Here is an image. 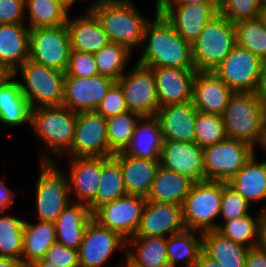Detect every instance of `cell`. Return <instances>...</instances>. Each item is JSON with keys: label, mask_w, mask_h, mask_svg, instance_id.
<instances>
[{"label": "cell", "mask_w": 266, "mask_h": 267, "mask_svg": "<svg viewBox=\"0 0 266 267\" xmlns=\"http://www.w3.org/2000/svg\"><path fill=\"white\" fill-rule=\"evenodd\" d=\"M155 3V17L145 26V48L137 63L148 68L195 69L192 44L184 40L165 20L158 12L157 0Z\"/></svg>", "instance_id": "cell-1"}, {"label": "cell", "mask_w": 266, "mask_h": 267, "mask_svg": "<svg viewBox=\"0 0 266 267\" xmlns=\"http://www.w3.org/2000/svg\"><path fill=\"white\" fill-rule=\"evenodd\" d=\"M265 118V100L256 92H234L222 114L227 137L254 148L263 143Z\"/></svg>", "instance_id": "cell-2"}, {"label": "cell", "mask_w": 266, "mask_h": 267, "mask_svg": "<svg viewBox=\"0 0 266 267\" xmlns=\"http://www.w3.org/2000/svg\"><path fill=\"white\" fill-rule=\"evenodd\" d=\"M99 20L110 42L132 48L143 49V38L146 24L150 21L140 15L131 0H116L90 9Z\"/></svg>", "instance_id": "cell-3"}, {"label": "cell", "mask_w": 266, "mask_h": 267, "mask_svg": "<svg viewBox=\"0 0 266 267\" xmlns=\"http://www.w3.org/2000/svg\"><path fill=\"white\" fill-rule=\"evenodd\" d=\"M41 154L40 175L35 184L36 215L38 221L54 223L73 200L66 172L56 165L46 151Z\"/></svg>", "instance_id": "cell-4"}, {"label": "cell", "mask_w": 266, "mask_h": 267, "mask_svg": "<svg viewBox=\"0 0 266 267\" xmlns=\"http://www.w3.org/2000/svg\"><path fill=\"white\" fill-rule=\"evenodd\" d=\"M236 45L235 24L220 13L215 15L192 43L196 71H214Z\"/></svg>", "instance_id": "cell-5"}, {"label": "cell", "mask_w": 266, "mask_h": 267, "mask_svg": "<svg viewBox=\"0 0 266 267\" xmlns=\"http://www.w3.org/2000/svg\"><path fill=\"white\" fill-rule=\"evenodd\" d=\"M227 182L204 180L194 182L182 203V218L185 228L199 232L217 230L215 220L220 215L221 198Z\"/></svg>", "instance_id": "cell-6"}, {"label": "cell", "mask_w": 266, "mask_h": 267, "mask_svg": "<svg viewBox=\"0 0 266 267\" xmlns=\"http://www.w3.org/2000/svg\"><path fill=\"white\" fill-rule=\"evenodd\" d=\"M20 72L24 82L20 89L32 109L61 106L64 97L65 73L27 60L13 75Z\"/></svg>", "instance_id": "cell-7"}, {"label": "cell", "mask_w": 266, "mask_h": 267, "mask_svg": "<svg viewBox=\"0 0 266 267\" xmlns=\"http://www.w3.org/2000/svg\"><path fill=\"white\" fill-rule=\"evenodd\" d=\"M76 121L77 113L63 105L32 109L33 130L60 158L72 146Z\"/></svg>", "instance_id": "cell-8"}, {"label": "cell", "mask_w": 266, "mask_h": 267, "mask_svg": "<svg viewBox=\"0 0 266 267\" xmlns=\"http://www.w3.org/2000/svg\"><path fill=\"white\" fill-rule=\"evenodd\" d=\"M251 145L226 138L203 148L205 180L228 182L255 154Z\"/></svg>", "instance_id": "cell-9"}, {"label": "cell", "mask_w": 266, "mask_h": 267, "mask_svg": "<svg viewBox=\"0 0 266 267\" xmlns=\"http://www.w3.org/2000/svg\"><path fill=\"white\" fill-rule=\"evenodd\" d=\"M70 53L71 43L66 24L30 29V61L65 73Z\"/></svg>", "instance_id": "cell-10"}, {"label": "cell", "mask_w": 266, "mask_h": 267, "mask_svg": "<svg viewBox=\"0 0 266 267\" xmlns=\"http://www.w3.org/2000/svg\"><path fill=\"white\" fill-rule=\"evenodd\" d=\"M117 83L122 88L128 111L155 116L159 109L155 75L151 68L136 63Z\"/></svg>", "instance_id": "cell-11"}, {"label": "cell", "mask_w": 266, "mask_h": 267, "mask_svg": "<svg viewBox=\"0 0 266 267\" xmlns=\"http://www.w3.org/2000/svg\"><path fill=\"white\" fill-rule=\"evenodd\" d=\"M263 60L237 44L213 71L234 92H255Z\"/></svg>", "instance_id": "cell-12"}, {"label": "cell", "mask_w": 266, "mask_h": 267, "mask_svg": "<svg viewBox=\"0 0 266 267\" xmlns=\"http://www.w3.org/2000/svg\"><path fill=\"white\" fill-rule=\"evenodd\" d=\"M147 199L126 194L98 207L92 217L99 225L118 232L124 239L135 236Z\"/></svg>", "instance_id": "cell-13"}, {"label": "cell", "mask_w": 266, "mask_h": 267, "mask_svg": "<svg viewBox=\"0 0 266 267\" xmlns=\"http://www.w3.org/2000/svg\"><path fill=\"white\" fill-rule=\"evenodd\" d=\"M65 154L70 158L109 157L106 119L96 111L77 113L74 140Z\"/></svg>", "instance_id": "cell-14"}, {"label": "cell", "mask_w": 266, "mask_h": 267, "mask_svg": "<svg viewBox=\"0 0 266 267\" xmlns=\"http://www.w3.org/2000/svg\"><path fill=\"white\" fill-rule=\"evenodd\" d=\"M158 12L184 40L192 44L204 26L219 13V3L158 5Z\"/></svg>", "instance_id": "cell-15"}, {"label": "cell", "mask_w": 266, "mask_h": 267, "mask_svg": "<svg viewBox=\"0 0 266 267\" xmlns=\"http://www.w3.org/2000/svg\"><path fill=\"white\" fill-rule=\"evenodd\" d=\"M126 239L118 232L91 220L85 230L78 250L80 267H101L109 261L114 251L125 250Z\"/></svg>", "instance_id": "cell-16"}, {"label": "cell", "mask_w": 266, "mask_h": 267, "mask_svg": "<svg viewBox=\"0 0 266 267\" xmlns=\"http://www.w3.org/2000/svg\"><path fill=\"white\" fill-rule=\"evenodd\" d=\"M115 82L100 74L92 77L65 76L62 105L76 113L96 111Z\"/></svg>", "instance_id": "cell-17"}, {"label": "cell", "mask_w": 266, "mask_h": 267, "mask_svg": "<svg viewBox=\"0 0 266 267\" xmlns=\"http://www.w3.org/2000/svg\"><path fill=\"white\" fill-rule=\"evenodd\" d=\"M182 206L146 201L138 230L133 237L164 236L184 231Z\"/></svg>", "instance_id": "cell-18"}, {"label": "cell", "mask_w": 266, "mask_h": 267, "mask_svg": "<svg viewBox=\"0 0 266 267\" xmlns=\"http://www.w3.org/2000/svg\"><path fill=\"white\" fill-rule=\"evenodd\" d=\"M160 166L194 182L205 180L203 148L196 142L164 141L160 154Z\"/></svg>", "instance_id": "cell-19"}, {"label": "cell", "mask_w": 266, "mask_h": 267, "mask_svg": "<svg viewBox=\"0 0 266 267\" xmlns=\"http://www.w3.org/2000/svg\"><path fill=\"white\" fill-rule=\"evenodd\" d=\"M155 75L159 106L192 102L195 69L151 68Z\"/></svg>", "instance_id": "cell-20"}, {"label": "cell", "mask_w": 266, "mask_h": 267, "mask_svg": "<svg viewBox=\"0 0 266 267\" xmlns=\"http://www.w3.org/2000/svg\"><path fill=\"white\" fill-rule=\"evenodd\" d=\"M233 94L213 71H196L192 103L197 111L222 115Z\"/></svg>", "instance_id": "cell-21"}, {"label": "cell", "mask_w": 266, "mask_h": 267, "mask_svg": "<svg viewBox=\"0 0 266 267\" xmlns=\"http://www.w3.org/2000/svg\"><path fill=\"white\" fill-rule=\"evenodd\" d=\"M197 109L192 102L161 106L157 110L163 141L195 142Z\"/></svg>", "instance_id": "cell-22"}, {"label": "cell", "mask_w": 266, "mask_h": 267, "mask_svg": "<svg viewBox=\"0 0 266 267\" xmlns=\"http://www.w3.org/2000/svg\"><path fill=\"white\" fill-rule=\"evenodd\" d=\"M69 160V190L77 198L72 202L90 206L95 201L100 183L101 157H77Z\"/></svg>", "instance_id": "cell-23"}, {"label": "cell", "mask_w": 266, "mask_h": 267, "mask_svg": "<svg viewBox=\"0 0 266 267\" xmlns=\"http://www.w3.org/2000/svg\"><path fill=\"white\" fill-rule=\"evenodd\" d=\"M66 26L69 31L71 51L96 53L110 43L108 34L103 30L99 20L91 10L70 19Z\"/></svg>", "instance_id": "cell-24"}, {"label": "cell", "mask_w": 266, "mask_h": 267, "mask_svg": "<svg viewBox=\"0 0 266 267\" xmlns=\"http://www.w3.org/2000/svg\"><path fill=\"white\" fill-rule=\"evenodd\" d=\"M120 163L127 194L147 199L160 162L135 158L118 152L113 155Z\"/></svg>", "instance_id": "cell-25"}, {"label": "cell", "mask_w": 266, "mask_h": 267, "mask_svg": "<svg viewBox=\"0 0 266 267\" xmlns=\"http://www.w3.org/2000/svg\"><path fill=\"white\" fill-rule=\"evenodd\" d=\"M30 28L24 23L0 24V63L13 74L29 60Z\"/></svg>", "instance_id": "cell-26"}, {"label": "cell", "mask_w": 266, "mask_h": 267, "mask_svg": "<svg viewBox=\"0 0 266 267\" xmlns=\"http://www.w3.org/2000/svg\"><path fill=\"white\" fill-rule=\"evenodd\" d=\"M163 142L159 119L156 116H142L123 153L135 158L159 161Z\"/></svg>", "instance_id": "cell-27"}, {"label": "cell", "mask_w": 266, "mask_h": 267, "mask_svg": "<svg viewBox=\"0 0 266 267\" xmlns=\"http://www.w3.org/2000/svg\"><path fill=\"white\" fill-rule=\"evenodd\" d=\"M92 219L89 206L71 202L54 222L56 241L79 250L85 230Z\"/></svg>", "instance_id": "cell-28"}, {"label": "cell", "mask_w": 266, "mask_h": 267, "mask_svg": "<svg viewBox=\"0 0 266 267\" xmlns=\"http://www.w3.org/2000/svg\"><path fill=\"white\" fill-rule=\"evenodd\" d=\"M14 78L11 74L0 83V123L10 127L27 122L31 125L32 108Z\"/></svg>", "instance_id": "cell-29"}, {"label": "cell", "mask_w": 266, "mask_h": 267, "mask_svg": "<svg viewBox=\"0 0 266 267\" xmlns=\"http://www.w3.org/2000/svg\"><path fill=\"white\" fill-rule=\"evenodd\" d=\"M254 154L227 182L250 204L266 200V161L257 162Z\"/></svg>", "instance_id": "cell-30"}, {"label": "cell", "mask_w": 266, "mask_h": 267, "mask_svg": "<svg viewBox=\"0 0 266 267\" xmlns=\"http://www.w3.org/2000/svg\"><path fill=\"white\" fill-rule=\"evenodd\" d=\"M249 248L224 237L217 230L202 233V251L222 267H246Z\"/></svg>", "instance_id": "cell-31"}, {"label": "cell", "mask_w": 266, "mask_h": 267, "mask_svg": "<svg viewBox=\"0 0 266 267\" xmlns=\"http://www.w3.org/2000/svg\"><path fill=\"white\" fill-rule=\"evenodd\" d=\"M194 181L185 175L159 167L147 200L182 205Z\"/></svg>", "instance_id": "cell-32"}, {"label": "cell", "mask_w": 266, "mask_h": 267, "mask_svg": "<svg viewBox=\"0 0 266 267\" xmlns=\"http://www.w3.org/2000/svg\"><path fill=\"white\" fill-rule=\"evenodd\" d=\"M126 247L133 246V250L125 253L127 258L137 267H170L167 256V237H131L126 240Z\"/></svg>", "instance_id": "cell-33"}, {"label": "cell", "mask_w": 266, "mask_h": 267, "mask_svg": "<svg viewBox=\"0 0 266 267\" xmlns=\"http://www.w3.org/2000/svg\"><path fill=\"white\" fill-rule=\"evenodd\" d=\"M56 242L55 224L38 221L37 224L24 221V239L21 262L24 267L43 259L51 245Z\"/></svg>", "instance_id": "cell-34"}, {"label": "cell", "mask_w": 266, "mask_h": 267, "mask_svg": "<svg viewBox=\"0 0 266 267\" xmlns=\"http://www.w3.org/2000/svg\"><path fill=\"white\" fill-rule=\"evenodd\" d=\"M127 194L119 161L114 157H101V176L95 201L89 206L91 213L105 203Z\"/></svg>", "instance_id": "cell-35"}, {"label": "cell", "mask_w": 266, "mask_h": 267, "mask_svg": "<svg viewBox=\"0 0 266 267\" xmlns=\"http://www.w3.org/2000/svg\"><path fill=\"white\" fill-rule=\"evenodd\" d=\"M197 233H200V236ZM202 252V232L185 229L167 237V256L170 267L180 262L184 267H194Z\"/></svg>", "instance_id": "cell-36"}, {"label": "cell", "mask_w": 266, "mask_h": 267, "mask_svg": "<svg viewBox=\"0 0 266 267\" xmlns=\"http://www.w3.org/2000/svg\"><path fill=\"white\" fill-rule=\"evenodd\" d=\"M30 29L65 25L68 9L57 0H25Z\"/></svg>", "instance_id": "cell-37"}, {"label": "cell", "mask_w": 266, "mask_h": 267, "mask_svg": "<svg viewBox=\"0 0 266 267\" xmlns=\"http://www.w3.org/2000/svg\"><path fill=\"white\" fill-rule=\"evenodd\" d=\"M140 117L137 113L126 111L106 119L109 157L125 150Z\"/></svg>", "instance_id": "cell-38"}, {"label": "cell", "mask_w": 266, "mask_h": 267, "mask_svg": "<svg viewBox=\"0 0 266 267\" xmlns=\"http://www.w3.org/2000/svg\"><path fill=\"white\" fill-rule=\"evenodd\" d=\"M24 221L14 215L0 216V257L21 260Z\"/></svg>", "instance_id": "cell-39"}, {"label": "cell", "mask_w": 266, "mask_h": 267, "mask_svg": "<svg viewBox=\"0 0 266 267\" xmlns=\"http://www.w3.org/2000/svg\"><path fill=\"white\" fill-rule=\"evenodd\" d=\"M234 24L236 44L266 61V29L260 16L254 19H243Z\"/></svg>", "instance_id": "cell-40"}, {"label": "cell", "mask_w": 266, "mask_h": 267, "mask_svg": "<svg viewBox=\"0 0 266 267\" xmlns=\"http://www.w3.org/2000/svg\"><path fill=\"white\" fill-rule=\"evenodd\" d=\"M260 217L261 210L255 219L249 214L239 219L225 221L223 225H219L217 231L235 243L254 248L259 243Z\"/></svg>", "instance_id": "cell-41"}, {"label": "cell", "mask_w": 266, "mask_h": 267, "mask_svg": "<svg viewBox=\"0 0 266 267\" xmlns=\"http://www.w3.org/2000/svg\"><path fill=\"white\" fill-rule=\"evenodd\" d=\"M131 53L125 46L110 42L94 53L99 74L118 81L123 74Z\"/></svg>", "instance_id": "cell-42"}, {"label": "cell", "mask_w": 266, "mask_h": 267, "mask_svg": "<svg viewBox=\"0 0 266 267\" xmlns=\"http://www.w3.org/2000/svg\"><path fill=\"white\" fill-rule=\"evenodd\" d=\"M227 138L222 115L197 111L195 142L205 148Z\"/></svg>", "instance_id": "cell-43"}, {"label": "cell", "mask_w": 266, "mask_h": 267, "mask_svg": "<svg viewBox=\"0 0 266 267\" xmlns=\"http://www.w3.org/2000/svg\"><path fill=\"white\" fill-rule=\"evenodd\" d=\"M265 6L266 0H219V13L236 23L259 17Z\"/></svg>", "instance_id": "cell-44"}, {"label": "cell", "mask_w": 266, "mask_h": 267, "mask_svg": "<svg viewBox=\"0 0 266 267\" xmlns=\"http://www.w3.org/2000/svg\"><path fill=\"white\" fill-rule=\"evenodd\" d=\"M250 205L251 204L245 198L226 184L222 192L219 216L224 221L242 218L250 214Z\"/></svg>", "instance_id": "cell-45"}, {"label": "cell", "mask_w": 266, "mask_h": 267, "mask_svg": "<svg viewBox=\"0 0 266 267\" xmlns=\"http://www.w3.org/2000/svg\"><path fill=\"white\" fill-rule=\"evenodd\" d=\"M98 74L93 53L71 51L65 76L92 77Z\"/></svg>", "instance_id": "cell-46"}, {"label": "cell", "mask_w": 266, "mask_h": 267, "mask_svg": "<svg viewBox=\"0 0 266 267\" xmlns=\"http://www.w3.org/2000/svg\"><path fill=\"white\" fill-rule=\"evenodd\" d=\"M128 111L120 85L115 82L107 91L106 96L98 105L96 112L105 119Z\"/></svg>", "instance_id": "cell-47"}, {"label": "cell", "mask_w": 266, "mask_h": 267, "mask_svg": "<svg viewBox=\"0 0 266 267\" xmlns=\"http://www.w3.org/2000/svg\"><path fill=\"white\" fill-rule=\"evenodd\" d=\"M44 259L55 267H80L78 250L66 247L57 241L48 249Z\"/></svg>", "instance_id": "cell-48"}, {"label": "cell", "mask_w": 266, "mask_h": 267, "mask_svg": "<svg viewBox=\"0 0 266 267\" xmlns=\"http://www.w3.org/2000/svg\"><path fill=\"white\" fill-rule=\"evenodd\" d=\"M25 0H0V24L23 23Z\"/></svg>", "instance_id": "cell-49"}, {"label": "cell", "mask_w": 266, "mask_h": 267, "mask_svg": "<svg viewBox=\"0 0 266 267\" xmlns=\"http://www.w3.org/2000/svg\"><path fill=\"white\" fill-rule=\"evenodd\" d=\"M246 267H266V251L258 246L249 248Z\"/></svg>", "instance_id": "cell-50"}, {"label": "cell", "mask_w": 266, "mask_h": 267, "mask_svg": "<svg viewBox=\"0 0 266 267\" xmlns=\"http://www.w3.org/2000/svg\"><path fill=\"white\" fill-rule=\"evenodd\" d=\"M15 193L9 189L4 181L0 180V213L5 212L14 202Z\"/></svg>", "instance_id": "cell-51"}, {"label": "cell", "mask_w": 266, "mask_h": 267, "mask_svg": "<svg viewBox=\"0 0 266 267\" xmlns=\"http://www.w3.org/2000/svg\"><path fill=\"white\" fill-rule=\"evenodd\" d=\"M258 247L266 251V206L261 209Z\"/></svg>", "instance_id": "cell-52"}, {"label": "cell", "mask_w": 266, "mask_h": 267, "mask_svg": "<svg viewBox=\"0 0 266 267\" xmlns=\"http://www.w3.org/2000/svg\"><path fill=\"white\" fill-rule=\"evenodd\" d=\"M200 3H219V0H157L158 5H193Z\"/></svg>", "instance_id": "cell-53"}, {"label": "cell", "mask_w": 266, "mask_h": 267, "mask_svg": "<svg viewBox=\"0 0 266 267\" xmlns=\"http://www.w3.org/2000/svg\"><path fill=\"white\" fill-rule=\"evenodd\" d=\"M255 92L261 99H266V61H263L258 86Z\"/></svg>", "instance_id": "cell-54"}, {"label": "cell", "mask_w": 266, "mask_h": 267, "mask_svg": "<svg viewBox=\"0 0 266 267\" xmlns=\"http://www.w3.org/2000/svg\"><path fill=\"white\" fill-rule=\"evenodd\" d=\"M194 267H222V266L215 260L211 259L202 251Z\"/></svg>", "instance_id": "cell-55"}, {"label": "cell", "mask_w": 266, "mask_h": 267, "mask_svg": "<svg viewBox=\"0 0 266 267\" xmlns=\"http://www.w3.org/2000/svg\"><path fill=\"white\" fill-rule=\"evenodd\" d=\"M0 267H24L21 260L0 257Z\"/></svg>", "instance_id": "cell-56"}, {"label": "cell", "mask_w": 266, "mask_h": 267, "mask_svg": "<svg viewBox=\"0 0 266 267\" xmlns=\"http://www.w3.org/2000/svg\"><path fill=\"white\" fill-rule=\"evenodd\" d=\"M26 267H55L52 263H49L48 261H46L44 258L31 262L29 265H27Z\"/></svg>", "instance_id": "cell-57"}, {"label": "cell", "mask_w": 266, "mask_h": 267, "mask_svg": "<svg viewBox=\"0 0 266 267\" xmlns=\"http://www.w3.org/2000/svg\"><path fill=\"white\" fill-rule=\"evenodd\" d=\"M11 73L0 63V83H2Z\"/></svg>", "instance_id": "cell-58"}, {"label": "cell", "mask_w": 266, "mask_h": 267, "mask_svg": "<svg viewBox=\"0 0 266 267\" xmlns=\"http://www.w3.org/2000/svg\"><path fill=\"white\" fill-rule=\"evenodd\" d=\"M113 1H116V0H97L95 3L93 2V4L90 5V7L86 8V10H90L96 6H99V5H103V4H106V3H110V2H113ZM75 2V0H74Z\"/></svg>", "instance_id": "cell-59"}, {"label": "cell", "mask_w": 266, "mask_h": 267, "mask_svg": "<svg viewBox=\"0 0 266 267\" xmlns=\"http://www.w3.org/2000/svg\"><path fill=\"white\" fill-rule=\"evenodd\" d=\"M57 1L63 4L68 10L75 3L74 0H57Z\"/></svg>", "instance_id": "cell-60"}, {"label": "cell", "mask_w": 266, "mask_h": 267, "mask_svg": "<svg viewBox=\"0 0 266 267\" xmlns=\"http://www.w3.org/2000/svg\"><path fill=\"white\" fill-rule=\"evenodd\" d=\"M260 18L262 20V23L266 29V6L262 9L261 13H260Z\"/></svg>", "instance_id": "cell-61"}, {"label": "cell", "mask_w": 266, "mask_h": 267, "mask_svg": "<svg viewBox=\"0 0 266 267\" xmlns=\"http://www.w3.org/2000/svg\"><path fill=\"white\" fill-rule=\"evenodd\" d=\"M261 148H263L264 152H266V118H265V136Z\"/></svg>", "instance_id": "cell-62"}, {"label": "cell", "mask_w": 266, "mask_h": 267, "mask_svg": "<svg viewBox=\"0 0 266 267\" xmlns=\"http://www.w3.org/2000/svg\"><path fill=\"white\" fill-rule=\"evenodd\" d=\"M118 267H131V262L126 258L124 265H119Z\"/></svg>", "instance_id": "cell-63"}]
</instances>
